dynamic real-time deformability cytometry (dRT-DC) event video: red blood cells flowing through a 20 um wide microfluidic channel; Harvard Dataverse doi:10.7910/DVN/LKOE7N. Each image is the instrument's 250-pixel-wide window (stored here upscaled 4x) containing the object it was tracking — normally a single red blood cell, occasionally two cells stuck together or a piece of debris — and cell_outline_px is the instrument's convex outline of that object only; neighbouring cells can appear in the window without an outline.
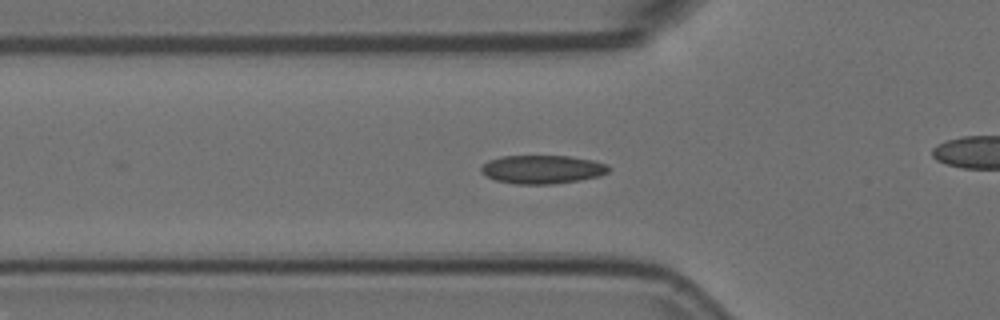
{"species": "Egyptian fruit bat (a non-hibernating species)", "species_latin": "Rousettus aegyptiacus", "temperature_condition": "room temperature", "stored_images_in_passage": 51, "camera_frame_rate_fps": 3000, "um_per_image_px": 0.085, "animal": {"sex": "female"}, "frame": {"image": 1, "passage_image": 18, "time_ms": 5.667, "image_size_px": [1000, 320], "cell_outline_px": [[612, 168], [608, 172], [600, 176], [580, 180], [552, 184], [516, 184], [496, 180], [480, 172], [480, 168], [488, 160], [500, 156], [568, 156], [592, 160], [608, 164]], "centroid_in_image_um": [46.12, 14.39], "position_along_channel_um": 79.7, "area_um2": 21.27}}
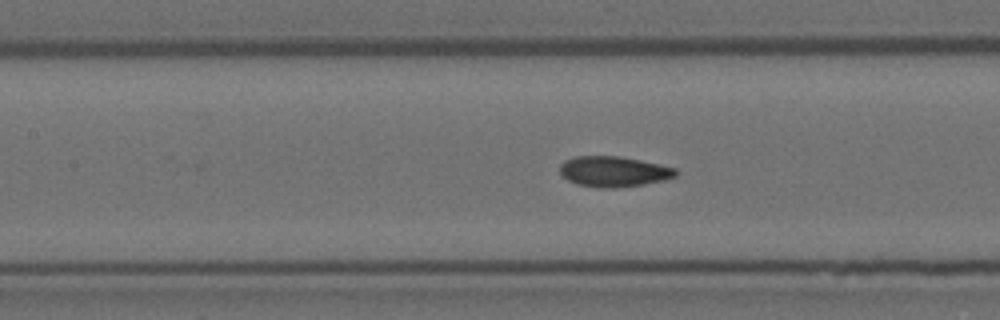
{"frame": {"image": 2, "passage_image": 24, "time_ms": 7.667, "image_size_px": [1000, 320], "cell_outline_px": [[680, 172], [676, 176], [664, 180], [644, 184], [612, 188], [596, 188], [576, 184], [568, 180], [560, 172], [560, 164], [564, 160], [576, 156], [620, 156], [660, 164], [676, 168]], "centroid_in_image_um": [52.17, 14.58], "position_along_channel_um": 155.2, "area_um2": 20.75}}
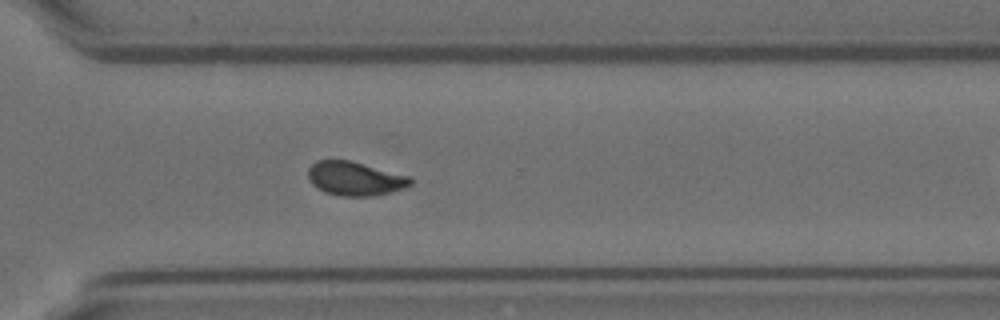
{"frame": {"image": 3, "passage_image": 39, "time_ms": 12.667, "image_size_px": [1000, 320], "cell_outline_px": [[412, 184], [404, 188], [392, 192], [376, 196], [340, 196], [324, 192], [316, 188], [308, 180], [308, 168], [316, 160], [348, 160], [408, 176], [412, 180]], "centroid_in_image_um": [30.13, 15.2], "position_along_channel_um": 340.5, "area_um2": 20.23}, "authors_computed_cell_mechanics": {"area_um2": 20.23, "velocity_mm_per_s": 3.7208, "shape_relaxation_time_tau1_ms": 7.8666, "shape_relaxation_time_tau2_ms": 1.4403, "deformation_change_tau1": 0.1835, "deformation_change_tau2": 0.0444}}